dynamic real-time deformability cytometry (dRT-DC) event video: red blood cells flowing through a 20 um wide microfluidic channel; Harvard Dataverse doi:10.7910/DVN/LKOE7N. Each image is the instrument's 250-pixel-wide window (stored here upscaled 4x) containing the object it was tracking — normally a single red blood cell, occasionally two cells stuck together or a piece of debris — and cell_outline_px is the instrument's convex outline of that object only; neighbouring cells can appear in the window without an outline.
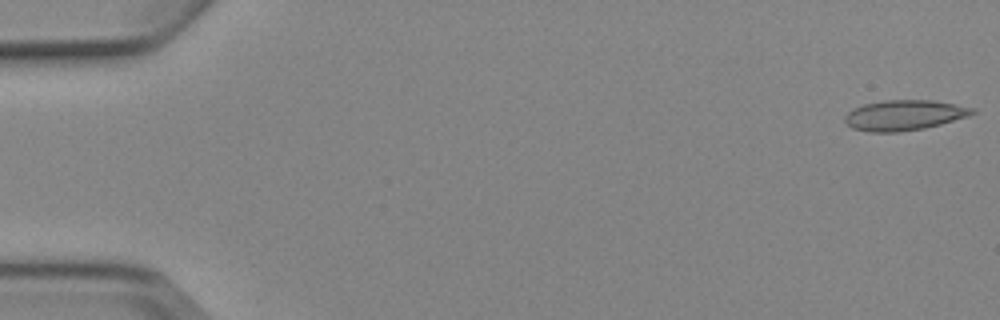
{"species": "Egyptian fruit bat (a non-hibernating species)", "species_latin": "Rousettus aegyptiacus", "temperature_condition": "cold", "stored_images_in_passage": 5, "camera_frame_rate_fps": 3000, "um_per_image_px": 0.085, "animal": {"sex": "female"}, "frame": {"image": 1, "passage_image": 1, "time_ms": 0.0, "image_size_px": [1000, 320], "cell_outline_px": [[976, 112], [968, 116], [940, 124], [924, 128], [900, 132], [868, 132], [852, 128], [844, 120], [844, 116], [852, 108], [864, 104], [884, 100], [932, 100], [976, 108]], "centroid_in_image_um": [76.84, 9.79], "position_along_channel_um": 8.2, "area_um2": 22.54}}